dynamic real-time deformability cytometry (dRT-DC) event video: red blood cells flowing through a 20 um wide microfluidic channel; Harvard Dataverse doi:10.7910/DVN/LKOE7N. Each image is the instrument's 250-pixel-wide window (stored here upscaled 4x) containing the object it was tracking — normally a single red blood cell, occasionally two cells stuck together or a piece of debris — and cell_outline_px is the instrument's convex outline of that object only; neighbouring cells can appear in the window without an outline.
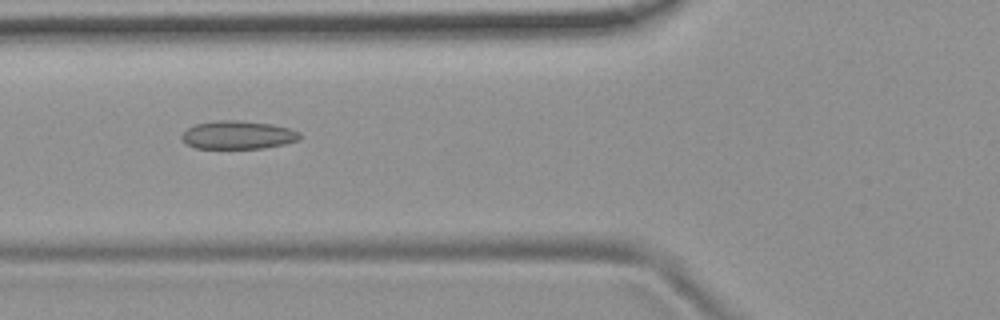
{"species": "common noctule bat (a hibernating species)", "species_latin": "Nyctalus noctula", "temperature_condition": "room temperature", "stored_images_in_passage": 53, "camera_frame_rate_fps": 3000, "um_per_image_px": 0.085, "animal": {"sex": "female", "body_mass_g": 19.9}, "frame": {"image": 1, "passage_image": 20, "time_ms": 6.333, "image_size_px": [1000, 320], "cell_outline_px": [[300, 140], [284, 144], [264, 148], [196, 148], [188, 144], [180, 136], [188, 128], [196, 124], [220, 120], [236, 120], [272, 124], [288, 128], [300, 132]], "centroid_in_image_um": [20.25, 11.47], "position_along_channel_um": 105.5, "area_um2": 19.25}}
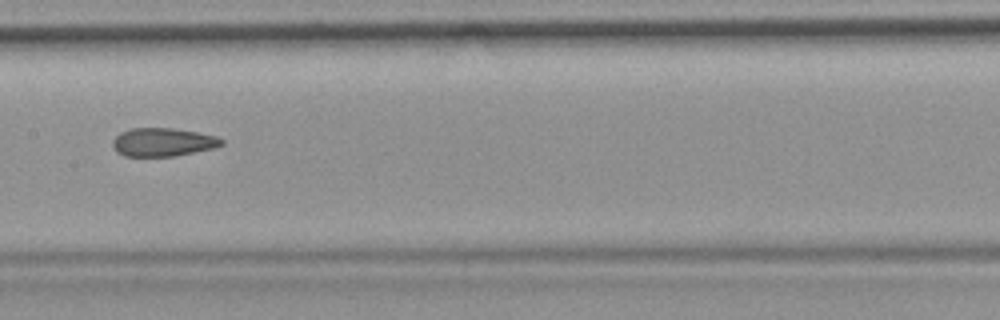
{"frame": {"image": 2, "passage_image": 27, "time_ms": 8.667, "image_size_px": [1000, 320], "cell_outline_px": [[224, 144], [212, 148], [176, 156], [124, 156], [116, 152], [112, 148], [112, 140], [120, 132], [132, 128], [172, 128], [196, 132], [216, 136], [224, 140]], "centroid_in_image_um": [13.8, 12.08], "position_along_channel_um": 193.6, "area_um2": 18.03}}
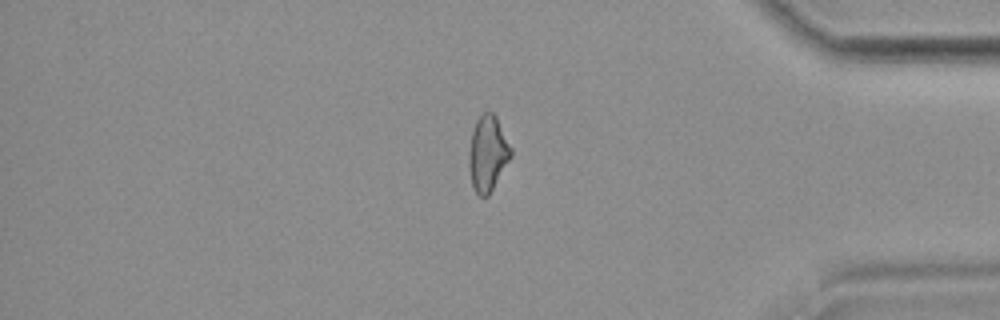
{"frame": {"image": 3, "passage_image": 45, "time_ms": 14.667, "image_size_px": [1000, 320], "cell_outline_px": [[512, 156], [488, 196], [480, 196], [472, 188], [468, 168], [468, 152], [472, 132], [476, 120], [484, 112], [492, 112], [496, 116], [512, 148]], "centroid_in_image_um": [41.44, 13.05], "position_along_channel_um": 393.8, "area_um2": 18.61}, "authors_computed_cell_mechanics": {"area_um2": 19.2474, "velocity_mm_per_s": 3.7614, "shape_relaxation_time_tau1_ms": null, "shape_relaxation_time_tau2_ms": 2.7878, "deformation_change_tau1": null, "deformation_change_tau2": 0.0982}}